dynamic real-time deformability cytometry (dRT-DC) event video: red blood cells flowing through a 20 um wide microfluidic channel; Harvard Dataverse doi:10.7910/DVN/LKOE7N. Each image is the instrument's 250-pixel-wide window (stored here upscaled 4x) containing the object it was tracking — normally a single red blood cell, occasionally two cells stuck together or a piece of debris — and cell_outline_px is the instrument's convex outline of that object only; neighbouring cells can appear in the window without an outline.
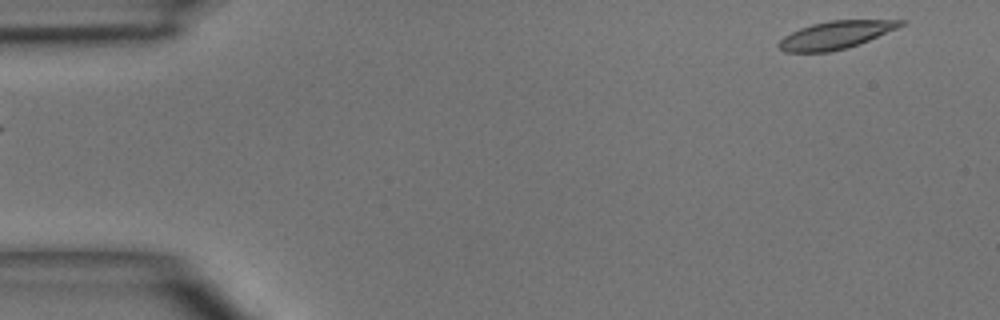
{"species": "common noctule bat (a hibernating species)", "species_latin": "Nyctalus noctula", "temperature_condition": "room temperature", "stored_images_in_passage": 4, "camera_frame_rate_fps": 3000, "um_per_image_px": 0.085, "animal": {"sex": "male", "body_mass_g": 15.6}, "frame": {"image": 1, "passage_image": 1, "time_ms": 0.0, "image_size_px": [1000, 320], "cell_outline_px": [[908, 24], [860, 44], [832, 52], [784, 52], [776, 44], [784, 36], [800, 28], [812, 24], [828, 20], [908, 20]], "centroid_in_image_um": [71.08, 2.97], "position_along_channel_um": 13.9, "area_um2": 19.94}}
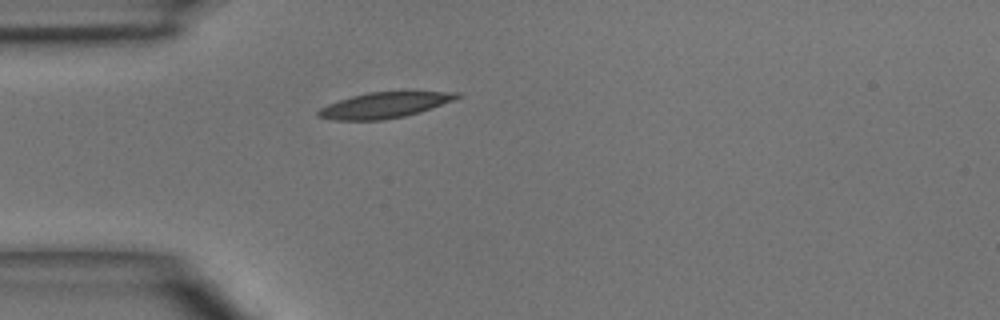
{"frame": {"image": 2, "passage_image": 3, "time_ms": 3.333, "image_size_px": [1000, 320], "cell_outline_px": [[464, 96], [432, 108], [420, 112], [404, 116], [380, 120], [336, 120], [316, 116], [316, 112], [320, 108], [328, 104], [352, 96], [368, 92], [460, 92]], "centroid_in_image_um": [32.69, 8.94], "position_along_channel_um": 52.3, "area_um2": 20.58}}